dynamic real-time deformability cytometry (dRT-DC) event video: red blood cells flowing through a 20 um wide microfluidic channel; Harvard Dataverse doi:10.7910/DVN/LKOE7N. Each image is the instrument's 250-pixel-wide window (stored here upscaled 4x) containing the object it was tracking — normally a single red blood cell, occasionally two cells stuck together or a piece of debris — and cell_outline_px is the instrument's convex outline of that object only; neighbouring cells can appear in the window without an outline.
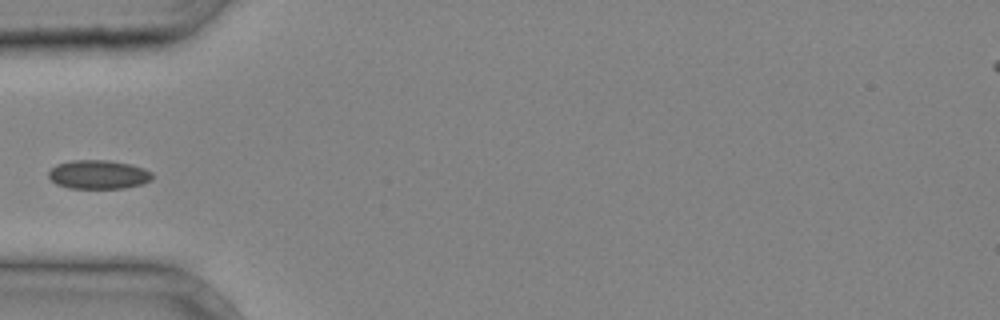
{"species": "common noctule bat (a hibernating species)", "species_latin": "Nyctalus noctula", "temperature_condition": "cold", "stored_images_in_passage": 3, "camera_frame_rate_fps": 3000, "um_per_image_px": 0.085, "animal": {"sex": "male", "body_mass_g": 20.4}, "frame": {"image": 1, "passage_image": 3, "time_ms": 0.667, "image_size_px": [1000, 320], "cell_outline_px": [[152, 180], [140, 184], [124, 188], [68, 188], [56, 184], [48, 176], [48, 172], [56, 164], [72, 160], [108, 160], [132, 164], [144, 168], [152, 172]], "centroid_in_image_um": [8.37, 14.83], "position_along_channel_um": 76.6, "area_um2": 17.51}}